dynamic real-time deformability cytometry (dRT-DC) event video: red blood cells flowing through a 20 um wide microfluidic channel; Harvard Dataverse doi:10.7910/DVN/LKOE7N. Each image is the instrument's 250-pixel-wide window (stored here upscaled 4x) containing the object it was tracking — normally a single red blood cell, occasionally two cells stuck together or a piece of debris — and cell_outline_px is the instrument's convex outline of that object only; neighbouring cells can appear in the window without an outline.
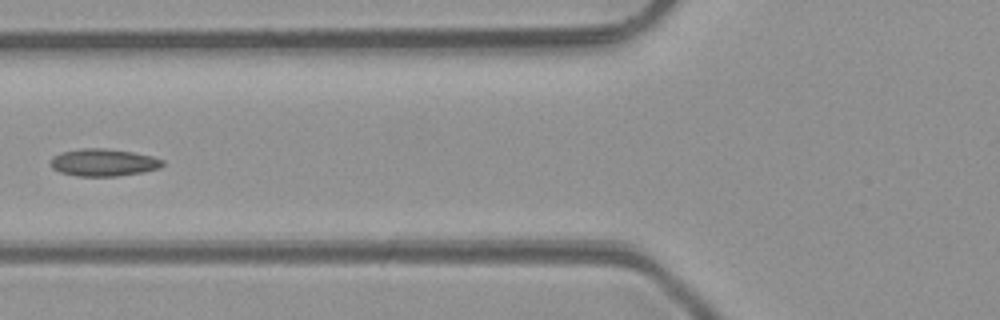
{"species": "common noctule bat (a hibernating species)", "species_latin": "Nyctalus noctula", "temperature_condition": "room temperature", "stored_images_in_passage": 5, "camera_frame_rate_fps": 3000, "um_per_image_px": 0.085, "animal": {"sex": "male", "body_mass_g": 23.1, "forearm_length_mm": 52.7}, "frame": {"image": 1, "passage_image": 5, "time_ms": 4.667, "image_size_px": [1000, 320], "cell_outline_px": [[164, 164], [160, 168], [140, 172], [116, 176], [76, 176], [60, 172], [52, 168], [52, 156], [60, 152], [80, 148], [104, 148], [132, 152], [152, 156], [164, 160]], "centroid_in_image_um": [8.78, 13.8], "position_along_channel_um": 117.0, "area_um2": 17.8}}